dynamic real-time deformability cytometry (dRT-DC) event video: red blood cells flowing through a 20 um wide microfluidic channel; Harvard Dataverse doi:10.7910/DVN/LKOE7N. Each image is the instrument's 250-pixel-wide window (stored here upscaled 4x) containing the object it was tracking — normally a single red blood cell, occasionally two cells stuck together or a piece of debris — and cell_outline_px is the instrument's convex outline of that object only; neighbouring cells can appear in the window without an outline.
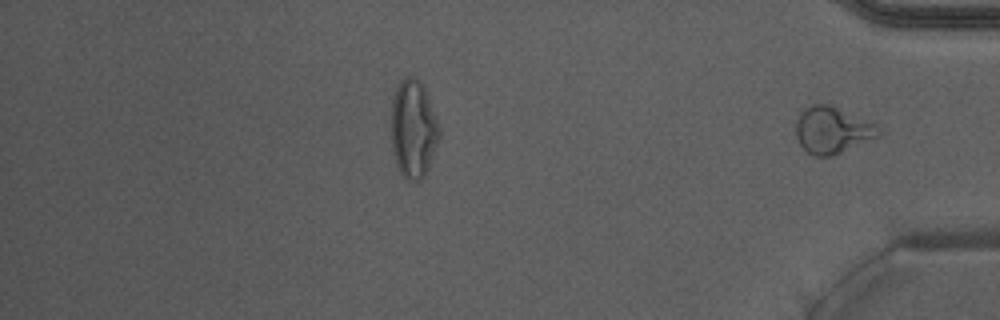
{"species": "Egyptian fruit bat (a non-hibernating species)", "species_latin": "Rousettus aegyptiacus", "temperature_condition": "warm", "stored_images_in_passage": 34, "camera_frame_rate_fps": 3000, "um_per_image_px": 0.085, "animal": {"sex": "male"}, "frame": {"image": 1, "passage_image": 34, "time_ms": 11.0, "image_size_px": [1000, 320], "cell_outline_px": [[880, 136], [836, 156], [816, 156], [808, 152], [800, 144], [796, 136], [796, 120], [800, 112], [804, 108], [812, 104], [828, 104], [876, 124], [880, 128]], "centroid_in_image_um": [70.75, 11.08], "position_along_channel_um": 364.4, "area_um2": 22.6}, "authors_computed_cell_mechanics": {"area_um2": 21.8484, "velocity_mm_per_s": 3.9445, "shape_relaxation_time_tau1_ms": null, "shape_relaxation_time_tau2_ms": 0.9883, "deformation_change_tau1": null, "deformation_change_tau2": 0.0775}}